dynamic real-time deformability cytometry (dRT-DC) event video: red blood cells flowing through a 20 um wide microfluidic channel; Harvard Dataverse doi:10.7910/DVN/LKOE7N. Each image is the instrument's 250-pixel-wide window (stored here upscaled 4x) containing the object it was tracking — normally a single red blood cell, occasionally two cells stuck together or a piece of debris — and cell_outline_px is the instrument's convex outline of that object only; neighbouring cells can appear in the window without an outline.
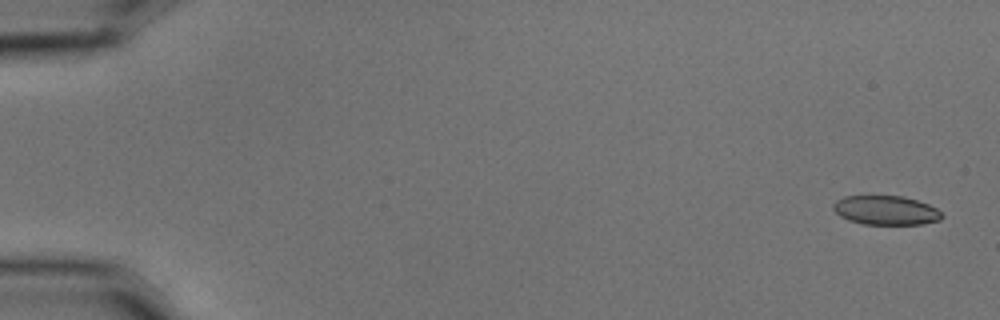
{"species": "common noctule bat (a hibernating species)", "species_latin": "Nyctalus noctula", "temperature_condition": "cold", "stored_images_in_passage": 11, "camera_frame_rate_fps": 3000, "um_per_image_px": 0.085, "animal": {"sex": "male", "body_mass_g": 15.6}, "frame": {"image": 1, "passage_image": 1, "time_ms": 0.0, "image_size_px": [1000, 320], "cell_outline_px": [[944, 216], [940, 220], [924, 224], [864, 224], [848, 220], [840, 216], [832, 208], [832, 204], [836, 200], [844, 196], [904, 196], [928, 204], [936, 208]], "centroid_in_image_um": [75.29, 17.87], "position_along_channel_um": 9.7, "area_um2": 18.5}}
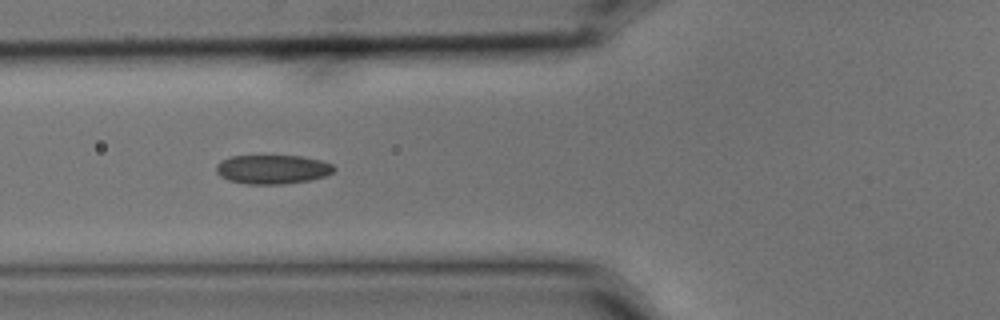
{"frame": {"image": 2, "passage_image": 6, "time_ms": 1.667, "image_size_px": [1000, 320], "cell_outline_px": [[336, 168], [332, 172], [324, 176], [308, 180], [284, 184], [248, 184], [228, 180], [220, 176], [216, 172], [216, 164], [220, 160], [232, 156], [300, 156], [320, 160], [332, 164]], "centroid_in_image_um": [23.13, 14.39], "position_along_channel_um": 102.7, "area_um2": 19.88}}
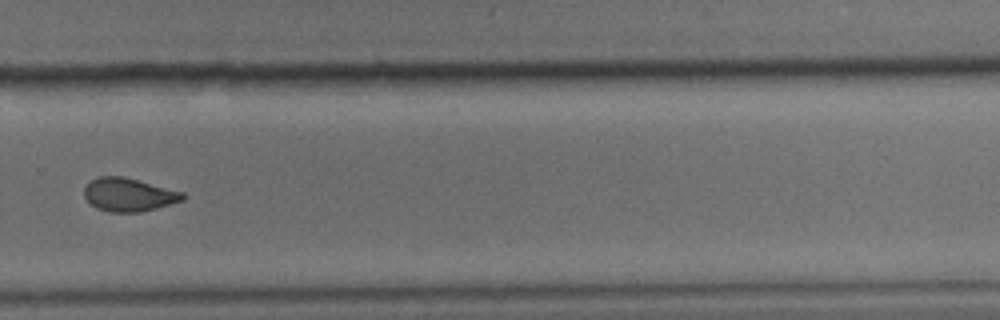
{"frame": {"image": 3, "passage_image": 11, "time_ms": 3.333, "image_size_px": [1000, 320], "cell_outline_px": [[184, 200], [156, 208], [140, 212], [108, 212], [96, 208], [84, 196], [84, 188], [92, 180], [100, 176], [124, 176], [184, 192]], "centroid_in_image_um": [10.95, 16.55], "position_along_channel_um": 318.8, "area_um2": 19.07}}